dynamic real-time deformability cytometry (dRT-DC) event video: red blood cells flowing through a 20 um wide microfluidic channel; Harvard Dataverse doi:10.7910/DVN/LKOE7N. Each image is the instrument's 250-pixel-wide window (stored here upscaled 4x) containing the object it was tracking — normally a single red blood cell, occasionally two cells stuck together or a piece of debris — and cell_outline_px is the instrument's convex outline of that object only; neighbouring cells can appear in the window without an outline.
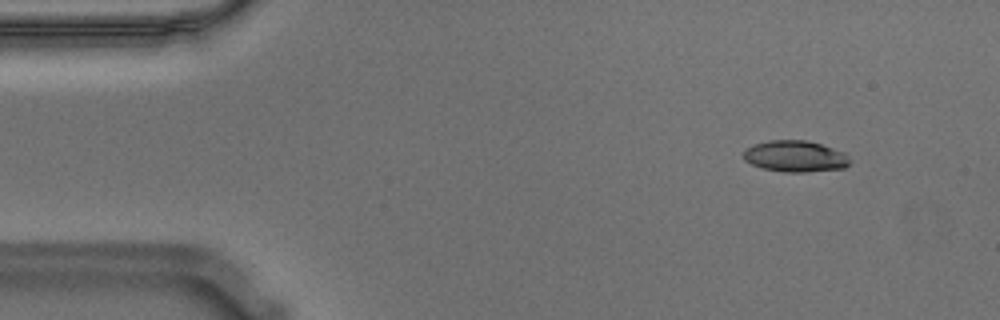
{"species": "Egyptian fruit bat (a non-hibernating species)", "species_latin": "Rousettus aegyptiacus", "temperature_condition": "warm", "stored_images_in_passage": 56, "camera_frame_rate_fps": 3000, "um_per_image_px": 0.085, "animal": {"sex": "male"}, "frame": {"image": 1, "passage_image": 6, "time_ms": 1.667, "image_size_px": [1000, 320], "cell_outline_px": [[852, 160], [844, 168], [804, 172], [784, 172], [760, 168], [744, 160], [744, 148], [752, 144], [768, 140], [808, 140], [844, 152]], "centroid_in_image_um": [67.57, 13.28], "position_along_channel_um": 17.4, "area_um2": 19.59}}
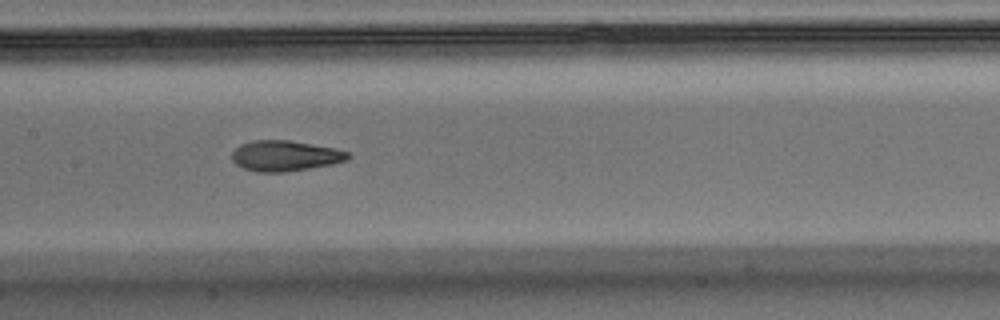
{"frame": {"image": 2, "passage_image": 27, "time_ms": 8.667, "image_size_px": [1000, 320], "cell_outline_px": [[352, 156], [348, 160], [332, 164], [284, 172], [256, 172], [244, 168], [236, 164], [232, 160], [232, 152], [240, 144], [252, 140], [292, 140], [336, 148], [348, 152]], "centroid_in_image_um": [24.25, 13.23], "position_along_channel_um": 183.2, "area_um2": 20.81}}
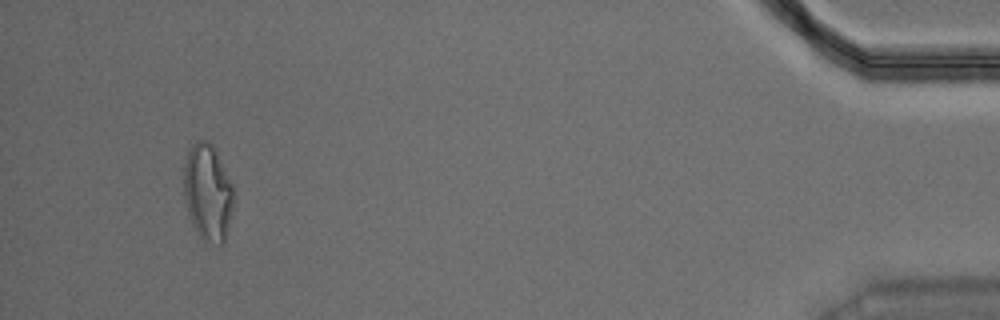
{"frame": {"image": 3, "passage_image": 53, "time_ms": 17.333, "image_size_px": [1000, 320], "cell_outline_px": [[236, 200], [224, 244], [204, 244], [200, 240], [188, 216], [184, 200], [184, 164], [188, 148], [196, 140], [208, 140], [212, 144], [232, 184], [236, 196]], "centroid_in_image_um": [17.67, 16.42], "position_along_channel_um": 417.5, "area_um2": 29.02}, "authors_computed_cell_mechanics": {"area_um2": 20.6924, "velocity_mm_per_s": 3.5735, "shape_relaxation_time_tau1_ms": null, "shape_relaxation_time_tau2_ms": 1.8986, "deformation_change_tau1": null, "deformation_change_tau2": 0.0865}}